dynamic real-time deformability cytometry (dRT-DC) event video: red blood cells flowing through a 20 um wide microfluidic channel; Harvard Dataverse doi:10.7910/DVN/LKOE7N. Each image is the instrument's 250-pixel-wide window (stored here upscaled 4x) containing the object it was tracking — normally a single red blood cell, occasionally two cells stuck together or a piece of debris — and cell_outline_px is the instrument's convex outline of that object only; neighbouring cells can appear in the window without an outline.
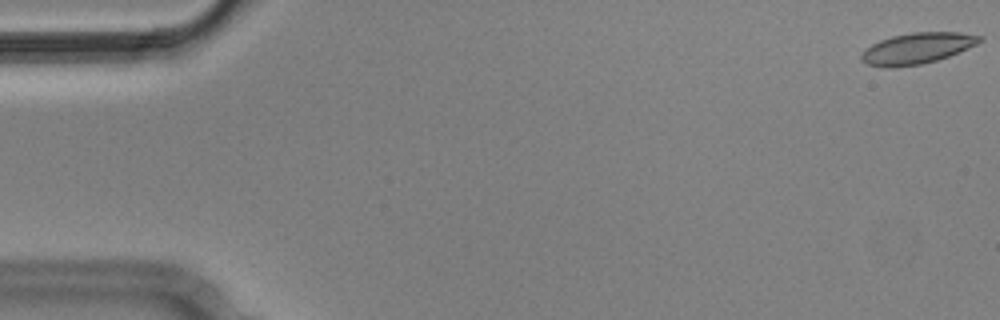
{"species": "Egyptian fruit bat (a non-hibernating species)", "species_latin": "Rousettus aegyptiacus", "temperature_condition": "cold", "stored_images_in_passage": 6, "camera_frame_rate_fps": 3000, "um_per_image_px": 0.085, "animal": {"sex": "male"}, "frame": {"image": 1, "passage_image": 1, "time_ms": 0.0, "image_size_px": [1000, 320], "cell_outline_px": [[984, 40], [968, 48], [948, 56], [936, 60], [920, 64], [888, 68], [884, 68], [868, 64], [860, 60], [860, 56], [872, 44], [880, 40], [892, 36], [912, 32], [960, 32], [984, 36]], "centroid_in_image_um": [77.97, 4.1], "position_along_channel_um": 7.0, "area_um2": 21.27}}
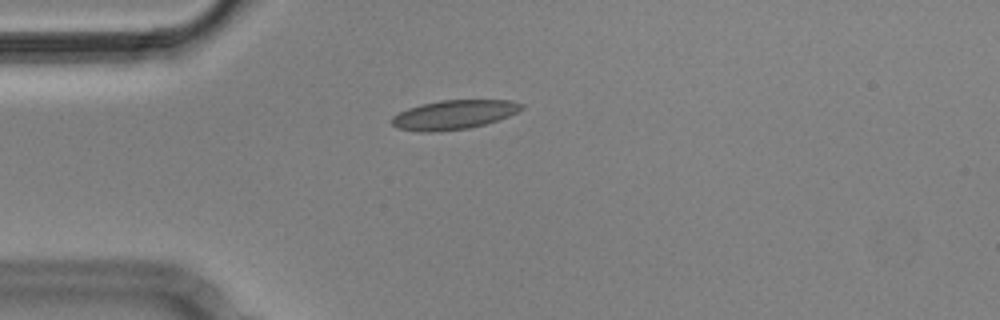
{"frame": {"image": 2, "passage_image": 5, "time_ms": 1.333, "image_size_px": [1000, 320], "cell_outline_px": [[524, 108], [508, 116], [484, 124], [468, 128], [440, 132], [420, 132], [396, 128], [392, 124], [392, 116], [408, 108], [420, 104], [440, 100], [512, 100], [524, 104]], "centroid_in_image_um": [38.56, 9.75], "position_along_channel_um": 46.4, "area_um2": 22.14}}